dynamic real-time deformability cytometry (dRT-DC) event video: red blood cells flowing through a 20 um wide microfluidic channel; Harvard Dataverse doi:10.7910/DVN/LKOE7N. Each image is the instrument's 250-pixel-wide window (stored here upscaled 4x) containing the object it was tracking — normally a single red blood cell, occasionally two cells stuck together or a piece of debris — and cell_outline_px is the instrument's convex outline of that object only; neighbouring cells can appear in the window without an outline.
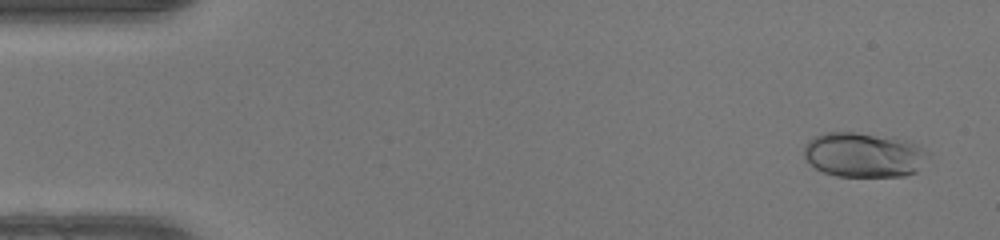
{"species": "human", "species_latin": "Homo sapiens", "temperature_condition": "warm", "stored_images_in_passage": 50, "camera_frame_rate_fps": 3000, "um_per_image_px": 0.085, "donor": {"sex": "female"}, "frame": {"image": 1, "passage_image": 3, "time_ms": 0.667, "image_size_px": [1000, 240], "cell_outline_px": [[932, 152], [916, 172], [904, 176], [836, 176], [824, 172], [816, 168], [804, 156], [804, 148], [808, 140], [812, 136], [824, 132], [856, 132], [892, 136], [904, 140], [924, 148]], "centroid_in_image_um": [73.44, 13.14], "position_along_channel_um": 11.6, "area_um2": 32.66}}
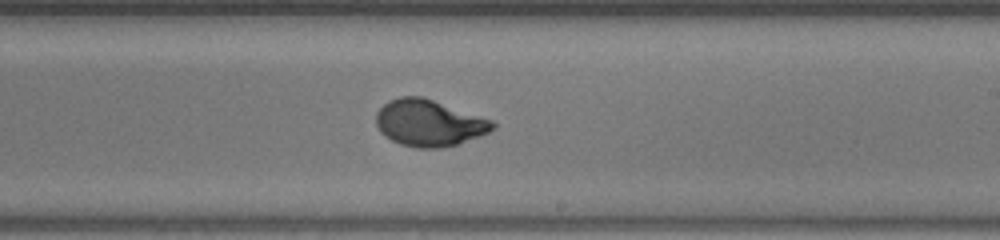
{"frame": {"image": 2, "passage_image": 30, "time_ms": 9.667, "image_size_px": [1000, 240], "cell_outline_px": [[496, 128], [480, 136], [456, 144], [440, 148], [416, 148], [400, 144], [384, 136], [380, 132], [376, 124], [376, 112], [388, 100], [400, 96], [424, 96], [492, 120], [496, 124]], "centroid_in_image_um": [36.45, 10.44], "position_along_channel_um": 252.5, "area_um2": 31.79}}
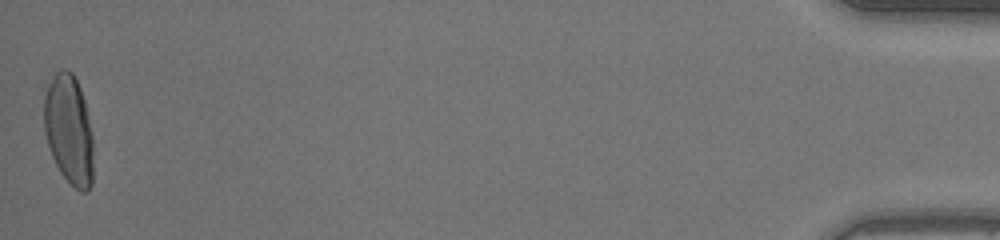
{"frame": {"image": 3, "passage_image": 50, "time_ms": 16.333, "image_size_px": [1000, 240], "cell_outline_px": [[92, 184], [88, 192], [80, 192], [60, 172], [52, 156], [44, 132], [44, 96], [48, 84], [56, 72], [64, 68], [68, 68], [72, 72], [80, 88], [84, 100], [92, 136]], "centroid_in_image_um": [5.85, 11.01], "position_along_channel_um": 429.4, "area_um2": 31.33}, "authors_computed_cell_mechanics": {"area_um2": 30.5184, "velocity_mm_per_s": 4.1656, "shape_relaxation_time_tau1_ms": 4.5452, "shape_relaxation_time_tau2_ms": null, "deformation_change_tau1": 0.2249, "deformation_change_tau2": null}}